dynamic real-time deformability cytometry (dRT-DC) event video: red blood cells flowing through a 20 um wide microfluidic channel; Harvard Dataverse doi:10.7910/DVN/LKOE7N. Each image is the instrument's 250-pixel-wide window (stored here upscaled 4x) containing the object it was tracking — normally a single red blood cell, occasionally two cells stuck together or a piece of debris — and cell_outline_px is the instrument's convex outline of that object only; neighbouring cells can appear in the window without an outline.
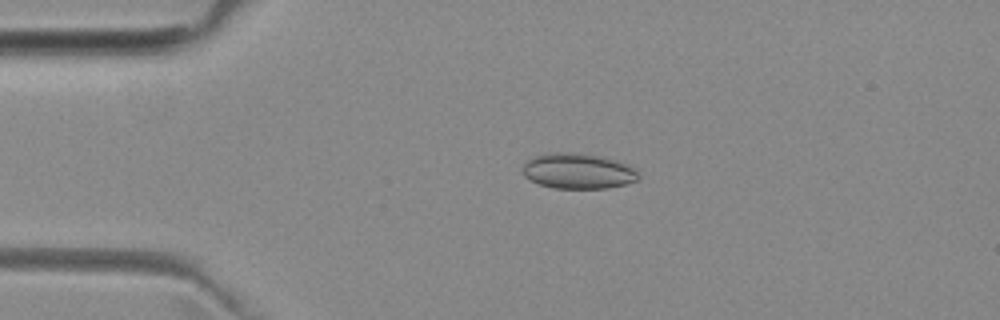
{"species": "common noctule bat (a hibernating species)", "species_latin": "Nyctalus noctula", "temperature_condition": "room temperature", "stored_images_in_passage": 4, "camera_frame_rate_fps": 3000, "um_per_image_px": 0.085, "animal": {"sex": "female", "body_mass_g": 29.2, "forearm_length_mm": 56.3}, "frame": {"image": 1, "passage_image": 3, "time_ms": 2.333, "image_size_px": [1000, 320], "cell_outline_px": [[640, 176], [636, 180], [624, 184], [608, 188], [552, 188], [540, 184], [524, 176], [524, 164], [528, 160], [536, 156], [556, 152], [560, 152], [596, 156], [616, 160], [628, 164], [636, 168]], "centroid_in_image_um": [49.17, 14.56], "position_along_channel_um": 35.8, "area_um2": 23.47}}